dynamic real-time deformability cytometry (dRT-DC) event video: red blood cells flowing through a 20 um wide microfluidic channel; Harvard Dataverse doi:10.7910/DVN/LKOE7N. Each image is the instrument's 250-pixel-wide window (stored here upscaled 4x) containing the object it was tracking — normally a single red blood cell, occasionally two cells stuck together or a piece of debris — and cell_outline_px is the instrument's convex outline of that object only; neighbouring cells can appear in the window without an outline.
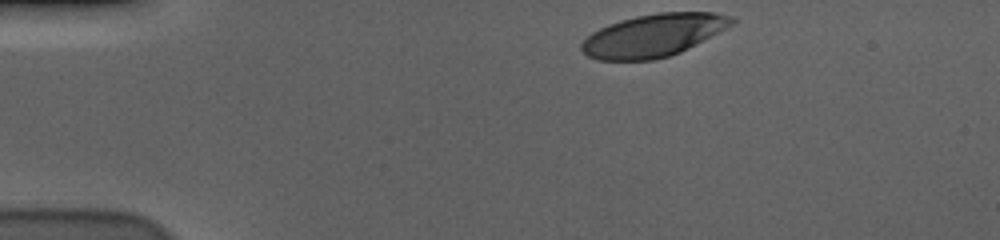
{"species": "human", "species_latin": "Homo sapiens", "temperature_condition": "cold", "stored_images_in_passage": 38, "camera_frame_rate_fps": 3000, "um_per_image_px": 0.085, "donor": {"sex": "male"}, "frame": {"image": 1, "passage_image": 1, "time_ms": 0.0, "image_size_px": [1000, 240], "cell_outline_px": [[736, 24], [680, 52], [668, 56], [652, 60], [596, 60], [588, 56], [580, 48], [580, 44], [592, 32], [608, 24], [620, 20], [636, 16], [660, 12], [712, 12], [732, 16], [736, 20]], "centroid_in_image_um": [55.56, 3.0], "position_along_channel_um": 29.4, "area_um2": 37.4}}
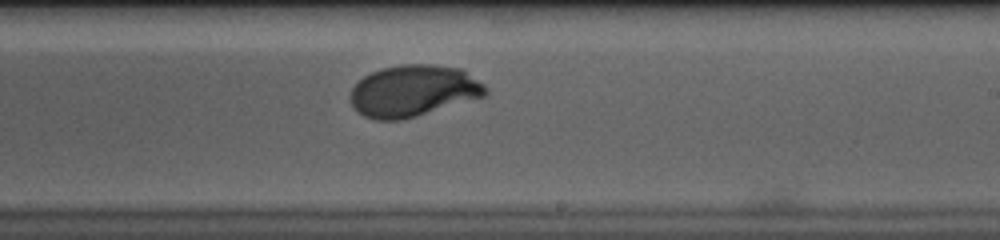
{"frame": {"image": 2, "passage_image": 26, "time_ms": 8.333, "image_size_px": [1000, 240], "cell_outline_px": [[488, 92], [484, 96], [416, 116], [400, 120], [376, 120], [364, 116], [356, 112], [352, 108], [348, 96], [352, 88], [364, 76], [372, 72], [384, 68], [404, 64], [432, 64], [460, 68], [484, 84], [488, 88]], "centroid_in_image_um": [35.09, 7.73], "position_along_channel_um": 253.9, "area_um2": 40.58}}
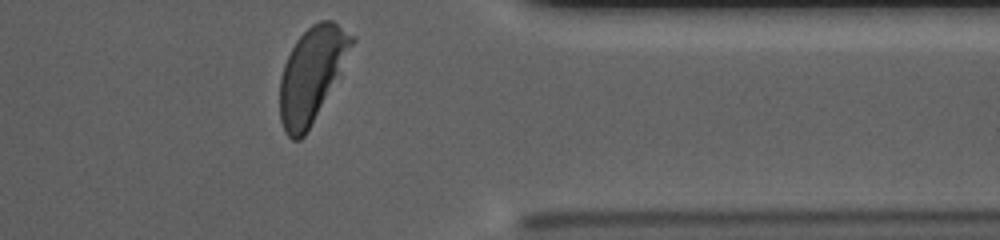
{"frame": {"image": 3, "passage_image": 38, "time_ms": 12.333, "image_size_px": [1000, 240], "cell_outline_px": [[356, 40], [340, 76], [304, 136], [300, 140], [292, 140], [284, 132], [280, 120], [280, 76], [284, 64], [296, 40], [312, 24], [320, 20], [332, 20], [356, 36]], "centroid_in_image_um": [26.52, 6.32], "position_along_channel_um": 384.9, "area_um2": 39.77}, "authors_computed_cell_mechanics": {"area_um2": 39.9687, "velocity_mm_per_s": 3.5355, "shape_relaxation_time_tau1_ms": 4.3473, "shape_relaxation_time_tau2_ms": null, "deformation_change_tau1": 0.221, "deformation_change_tau2": null}}